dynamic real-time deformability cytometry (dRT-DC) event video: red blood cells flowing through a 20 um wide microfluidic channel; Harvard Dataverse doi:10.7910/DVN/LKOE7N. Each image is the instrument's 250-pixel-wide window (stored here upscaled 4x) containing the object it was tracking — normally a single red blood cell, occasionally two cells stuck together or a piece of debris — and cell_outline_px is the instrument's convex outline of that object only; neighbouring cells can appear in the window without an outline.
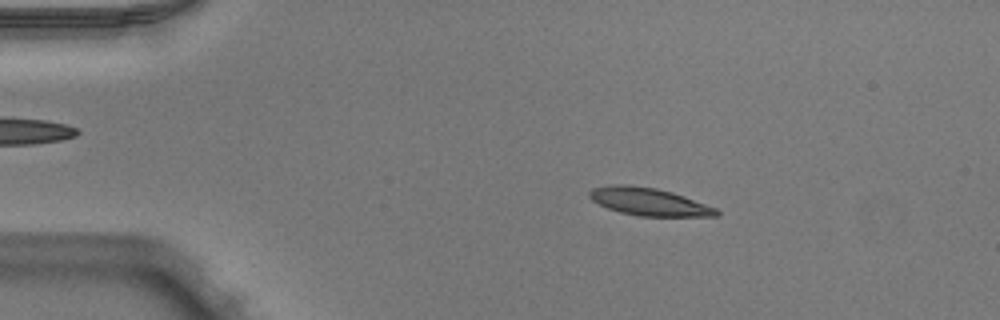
{"species": "Egyptian fruit bat (a non-hibernating species)", "species_latin": "Rousettus aegyptiacus", "temperature_condition": "warm", "stored_images_in_passage": 51, "camera_frame_rate_fps": 3000, "um_per_image_px": 0.085, "animal": {"sex": "male"}, "frame": {"image": 1, "passage_image": 9, "time_ms": 2.667, "image_size_px": [1000, 320], "cell_outline_px": [[720, 216], [640, 216], [620, 212], [608, 208], [592, 200], [588, 196], [588, 192], [592, 188], [612, 184], [628, 184], [656, 188], [672, 192], [684, 196], [716, 208], [720, 212]], "centroid_in_image_um": [55.15, 17.14], "position_along_channel_um": 29.9, "area_um2": 20.46}}
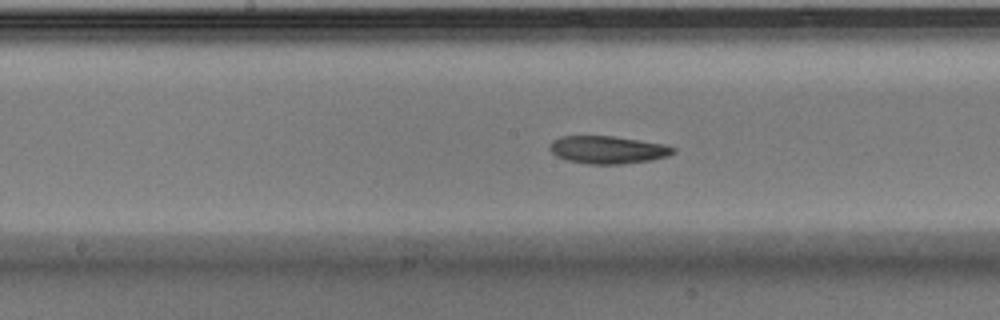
{"frame": {"image": 2, "passage_image": 26, "time_ms": 8.333, "image_size_px": [1000, 320], "cell_outline_px": [[676, 152], [668, 156], [652, 160], [620, 164], [584, 164], [568, 160], [556, 156], [548, 148], [548, 144], [552, 140], [560, 136], [612, 136], [664, 144], [676, 148]], "centroid_in_image_um": [51.64, 12.73], "position_along_channel_um": 196.6, "area_um2": 20.06}}
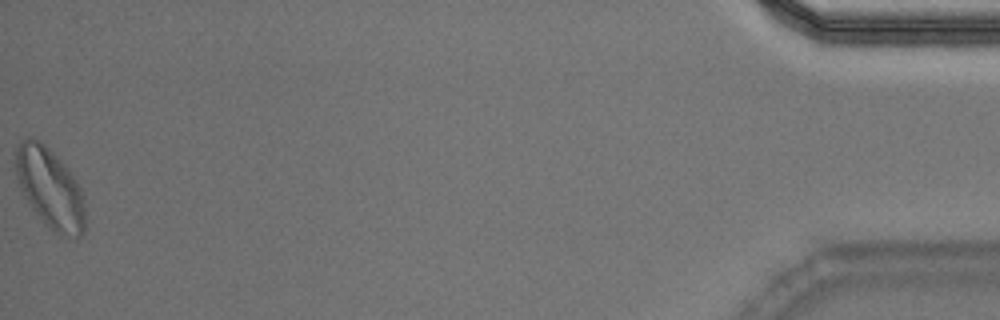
{"frame": {"image": 3, "passage_image": 51, "time_ms": 16.667, "image_size_px": [1000, 320], "cell_outline_px": [[84, 232], [76, 240], [60, 236], [44, 224], [32, 208], [24, 196], [20, 188], [16, 176], [16, 148], [20, 140], [28, 136], [32, 136], [40, 140], [68, 168], [76, 180], [80, 188], [84, 200]], "centroid_in_image_um": [4.25, 16.02], "position_along_channel_um": 431.0, "area_um2": 32.77}, "authors_computed_cell_mechanics": {"area_um2": 20.23, "velocity_mm_per_s": 3.9505, "shape_relaxation_time_tau1_ms": 9.976, "shape_relaxation_time_tau2_ms": null, "deformation_change_tau1": 0.2708, "deformation_change_tau2": null}}